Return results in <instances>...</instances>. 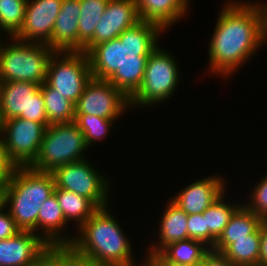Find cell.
<instances>
[{"label":"cell","mask_w":267,"mask_h":266,"mask_svg":"<svg viewBox=\"0 0 267 266\" xmlns=\"http://www.w3.org/2000/svg\"><path fill=\"white\" fill-rule=\"evenodd\" d=\"M166 206L159 226V245L153 244L147 257L157 255L168 244L188 239V215L172 201Z\"/></svg>","instance_id":"21"},{"label":"cell","mask_w":267,"mask_h":266,"mask_svg":"<svg viewBox=\"0 0 267 266\" xmlns=\"http://www.w3.org/2000/svg\"><path fill=\"white\" fill-rule=\"evenodd\" d=\"M163 29L141 20L118 38L95 45L88 53L92 77L108 80L130 99L139 89L149 55Z\"/></svg>","instance_id":"1"},{"label":"cell","mask_w":267,"mask_h":266,"mask_svg":"<svg viewBox=\"0 0 267 266\" xmlns=\"http://www.w3.org/2000/svg\"><path fill=\"white\" fill-rule=\"evenodd\" d=\"M54 194L57 197L66 221L77 222L79 228L98 210L89 199L72 191L55 186Z\"/></svg>","instance_id":"23"},{"label":"cell","mask_w":267,"mask_h":266,"mask_svg":"<svg viewBox=\"0 0 267 266\" xmlns=\"http://www.w3.org/2000/svg\"><path fill=\"white\" fill-rule=\"evenodd\" d=\"M98 209L60 255V266H139L131 244L110 207Z\"/></svg>","instance_id":"3"},{"label":"cell","mask_w":267,"mask_h":266,"mask_svg":"<svg viewBox=\"0 0 267 266\" xmlns=\"http://www.w3.org/2000/svg\"><path fill=\"white\" fill-rule=\"evenodd\" d=\"M109 0H80L81 14L78 21V51L93 39L96 25L101 19Z\"/></svg>","instance_id":"25"},{"label":"cell","mask_w":267,"mask_h":266,"mask_svg":"<svg viewBox=\"0 0 267 266\" xmlns=\"http://www.w3.org/2000/svg\"><path fill=\"white\" fill-rule=\"evenodd\" d=\"M5 192L4 187H0V213L5 209Z\"/></svg>","instance_id":"37"},{"label":"cell","mask_w":267,"mask_h":266,"mask_svg":"<svg viewBox=\"0 0 267 266\" xmlns=\"http://www.w3.org/2000/svg\"><path fill=\"white\" fill-rule=\"evenodd\" d=\"M176 63L172 54L158 46L147 59L142 84L129 99L130 106L149 107L167 101L179 83V67Z\"/></svg>","instance_id":"7"},{"label":"cell","mask_w":267,"mask_h":266,"mask_svg":"<svg viewBox=\"0 0 267 266\" xmlns=\"http://www.w3.org/2000/svg\"><path fill=\"white\" fill-rule=\"evenodd\" d=\"M198 266H235L221 253L212 249L204 256Z\"/></svg>","instance_id":"34"},{"label":"cell","mask_w":267,"mask_h":266,"mask_svg":"<svg viewBox=\"0 0 267 266\" xmlns=\"http://www.w3.org/2000/svg\"><path fill=\"white\" fill-rule=\"evenodd\" d=\"M15 168L16 166L9 160L2 138H0V187L7 184Z\"/></svg>","instance_id":"32"},{"label":"cell","mask_w":267,"mask_h":266,"mask_svg":"<svg viewBox=\"0 0 267 266\" xmlns=\"http://www.w3.org/2000/svg\"><path fill=\"white\" fill-rule=\"evenodd\" d=\"M224 182L218 176L203 178L183 188L170 200L187 215L203 213L225 192Z\"/></svg>","instance_id":"16"},{"label":"cell","mask_w":267,"mask_h":266,"mask_svg":"<svg viewBox=\"0 0 267 266\" xmlns=\"http://www.w3.org/2000/svg\"><path fill=\"white\" fill-rule=\"evenodd\" d=\"M0 115L2 121L20 117L29 121L50 125L45 112L41 84L24 81L4 82Z\"/></svg>","instance_id":"11"},{"label":"cell","mask_w":267,"mask_h":266,"mask_svg":"<svg viewBox=\"0 0 267 266\" xmlns=\"http://www.w3.org/2000/svg\"><path fill=\"white\" fill-rule=\"evenodd\" d=\"M46 127L39 122L14 117L3 121L2 141L16 167H29L38 155Z\"/></svg>","instance_id":"12"},{"label":"cell","mask_w":267,"mask_h":266,"mask_svg":"<svg viewBox=\"0 0 267 266\" xmlns=\"http://www.w3.org/2000/svg\"><path fill=\"white\" fill-rule=\"evenodd\" d=\"M91 78L87 53L55 51L48 63L45 82L57 93L76 104Z\"/></svg>","instance_id":"8"},{"label":"cell","mask_w":267,"mask_h":266,"mask_svg":"<svg viewBox=\"0 0 267 266\" xmlns=\"http://www.w3.org/2000/svg\"><path fill=\"white\" fill-rule=\"evenodd\" d=\"M187 228L188 239L201 241L209 247V230L206 228L203 213L189 214Z\"/></svg>","instance_id":"31"},{"label":"cell","mask_w":267,"mask_h":266,"mask_svg":"<svg viewBox=\"0 0 267 266\" xmlns=\"http://www.w3.org/2000/svg\"><path fill=\"white\" fill-rule=\"evenodd\" d=\"M0 266H60V254L31 231L0 240Z\"/></svg>","instance_id":"10"},{"label":"cell","mask_w":267,"mask_h":266,"mask_svg":"<svg viewBox=\"0 0 267 266\" xmlns=\"http://www.w3.org/2000/svg\"><path fill=\"white\" fill-rule=\"evenodd\" d=\"M129 106V99L108 80L92 77L75 104V114L118 119Z\"/></svg>","instance_id":"13"},{"label":"cell","mask_w":267,"mask_h":266,"mask_svg":"<svg viewBox=\"0 0 267 266\" xmlns=\"http://www.w3.org/2000/svg\"><path fill=\"white\" fill-rule=\"evenodd\" d=\"M20 231L10 213L3 210L0 213V240L8 239Z\"/></svg>","instance_id":"33"},{"label":"cell","mask_w":267,"mask_h":266,"mask_svg":"<svg viewBox=\"0 0 267 266\" xmlns=\"http://www.w3.org/2000/svg\"><path fill=\"white\" fill-rule=\"evenodd\" d=\"M230 1L220 10L209 41V69L225 78L249 61L261 47L258 4Z\"/></svg>","instance_id":"2"},{"label":"cell","mask_w":267,"mask_h":266,"mask_svg":"<svg viewBox=\"0 0 267 266\" xmlns=\"http://www.w3.org/2000/svg\"><path fill=\"white\" fill-rule=\"evenodd\" d=\"M145 264H141V266H152L147 260L145 261Z\"/></svg>","instance_id":"41"},{"label":"cell","mask_w":267,"mask_h":266,"mask_svg":"<svg viewBox=\"0 0 267 266\" xmlns=\"http://www.w3.org/2000/svg\"><path fill=\"white\" fill-rule=\"evenodd\" d=\"M48 123H69L75 120V104L65 98L46 82L41 85Z\"/></svg>","instance_id":"26"},{"label":"cell","mask_w":267,"mask_h":266,"mask_svg":"<svg viewBox=\"0 0 267 266\" xmlns=\"http://www.w3.org/2000/svg\"><path fill=\"white\" fill-rule=\"evenodd\" d=\"M66 224L68 222L62 213L56 195L53 194L44 201L39 210L38 230H43V233L40 232L43 234V239L60 255L73 242L72 237L71 239L68 235L65 237L66 235L62 232V229L67 226Z\"/></svg>","instance_id":"18"},{"label":"cell","mask_w":267,"mask_h":266,"mask_svg":"<svg viewBox=\"0 0 267 266\" xmlns=\"http://www.w3.org/2000/svg\"><path fill=\"white\" fill-rule=\"evenodd\" d=\"M88 162L83 159L56 168L52 172L55 186L89 199L98 209L108 207L109 179Z\"/></svg>","instance_id":"9"},{"label":"cell","mask_w":267,"mask_h":266,"mask_svg":"<svg viewBox=\"0 0 267 266\" xmlns=\"http://www.w3.org/2000/svg\"><path fill=\"white\" fill-rule=\"evenodd\" d=\"M80 0H62L48 47L54 51H78Z\"/></svg>","instance_id":"17"},{"label":"cell","mask_w":267,"mask_h":266,"mask_svg":"<svg viewBox=\"0 0 267 266\" xmlns=\"http://www.w3.org/2000/svg\"><path fill=\"white\" fill-rule=\"evenodd\" d=\"M211 249L201 241L186 239L165 246L157 255L145 257L149 263L199 265Z\"/></svg>","instance_id":"20"},{"label":"cell","mask_w":267,"mask_h":266,"mask_svg":"<svg viewBox=\"0 0 267 266\" xmlns=\"http://www.w3.org/2000/svg\"><path fill=\"white\" fill-rule=\"evenodd\" d=\"M223 193L213 204L204 212L203 216L206 228L209 230V248L212 249L216 240L221 235L223 229L230 221L235 211L241 206L240 204H228L224 202Z\"/></svg>","instance_id":"27"},{"label":"cell","mask_w":267,"mask_h":266,"mask_svg":"<svg viewBox=\"0 0 267 266\" xmlns=\"http://www.w3.org/2000/svg\"><path fill=\"white\" fill-rule=\"evenodd\" d=\"M2 125H3V121L1 119V115H0V138H2Z\"/></svg>","instance_id":"40"},{"label":"cell","mask_w":267,"mask_h":266,"mask_svg":"<svg viewBox=\"0 0 267 266\" xmlns=\"http://www.w3.org/2000/svg\"><path fill=\"white\" fill-rule=\"evenodd\" d=\"M141 20L159 25L163 30L179 21L188 11L190 0H133Z\"/></svg>","instance_id":"19"},{"label":"cell","mask_w":267,"mask_h":266,"mask_svg":"<svg viewBox=\"0 0 267 266\" xmlns=\"http://www.w3.org/2000/svg\"><path fill=\"white\" fill-rule=\"evenodd\" d=\"M116 119H105L90 114H75V124L84 134L87 147L103 139Z\"/></svg>","instance_id":"29"},{"label":"cell","mask_w":267,"mask_h":266,"mask_svg":"<svg viewBox=\"0 0 267 266\" xmlns=\"http://www.w3.org/2000/svg\"><path fill=\"white\" fill-rule=\"evenodd\" d=\"M61 3L62 0H27L22 27L14 38L47 45L51 39Z\"/></svg>","instance_id":"14"},{"label":"cell","mask_w":267,"mask_h":266,"mask_svg":"<svg viewBox=\"0 0 267 266\" xmlns=\"http://www.w3.org/2000/svg\"><path fill=\"white\" fill-rule=\"evenodd\" d=\"M9 45L0 41V78L3 82L24 81L43 84L53 49L45 44L20 41Z\"/></svg>","instance_id":"5"},{"label":"cell","mask_w":267,"mask_h":266,"mask_svg":"<svg viewBox=\"0 0 267 266\" xmlns=\"http://www.w3.org/2000/svg\"><path fill=\"white\" fill-rule=\"evenodd\" d=\"M262 222L263 221L244 204L241 205L223 229L212 250L222 253L233 243V239L247 238L260 227Z\"/></svg>","instance_id":"22"},{"label":"cell","mask_w":267,"mask_h":266,"mask_svg":"<svg viewBox=\"0 0 267 266\" xmlns=\"http://www.w3.org/2000/svg\"><path fill=\"white\" fill-rule=\"evenodd\" d=\"M152 266H198V265H182L177 263H150Z\"/></svg>","instance_id":"38"},{"label":"cell","mask_w":267,"mask_h":266,"mask_svg":"<svg viewBox=\"0 0 267 266\" xmlns=\"http://www.w3.org/2000/svg\"><path fill=\"white\" fill-rule=\"evenodd\" d=\"M86 148L84 134L74 121L51 124L46 128L38 155L29 167L53 172L59 166L85 159L82 153Z\"/></svg>","instance_id":"6"},{"label":"cell","mask_w":267,"mask_h":266,"mask_svg":"<svg viewBox=\"0 0 267 266\" xmlns=\"http://www.w3.org/2000/svg\"><path fill=\"white\" fill-rule=\"evenodd\" d=\"M27 0H0L1 30L14 37L22 27Z\"/></svg>","instance_id":"28"},{"label":"cell","mask_w":267,"mask_h":266,"mask_svg":"<svg viewBox=\"0 0 267 266\" xmlns=\"http://www.w3.org/2000/svg\"><path fill=\"white\" fill-rule=\"evenodd\" d=\"M260 247L259 227L247 238L233 239L221 254L235 266H258Z\"/></svg>","instance_id":"24"},{"label":"cell","mask_w":267,"mask_h":266,"mask_svg":"<svg viewBox=\"0 0 267 266\" xmlns=\"http://www.w3.org/2000/svg\"><path fill=\"white\" fill-rule=\"evenodd\" d=\"M141 21L133 0H109L100 21L96 25L93 39L84 47L88 53L95 45L118 38L127 28Z\"/></svg>","instance_id":"15"},{"label":"cell","mask_w":267,"mask_h":266,"mask_svg":"<svg viewBox=\"0 0 267 266\" xmlns=\"http://www.w3.org/2000/svg\"><path fill=\"white\" fill-rule=\"evenodd\" d=\"M260 246L259 265H267V221L260 225Z\"/></svg>","instance_id":"35"},{"label":"cell","mask_w":267,"mask_h":266,"mask_svg":"<svg viewBox=\"0 0 267 266\" xmlns=\"http://www.w3.org/2000/svg\"><path fill=\"white\" fill-rule=\"evenodd\" d=\"M254 190L251 191L250 204H244L262 221H267V175L264 176Z\"/></svg>","instance_id":"30"},{"label":"cell","mask_w":267,"mask_h":266,"mask_svg":"<svg viewBox=\"0 0 267 266\" xmlns=\"http://www.w3.org/2000/svg\"><path fill=\"white\" fill-rule=\"evenodd\" d=\"M258 3L259 13L261 17V45L267 43V2L265 5Z\"/></svg>","instance_id":"36"},{"label":"cell","mask_w":267,"mask_h":266,"mask_svg":"<svg viewBox=\"0 0 267 266\" xmlns=\"http://www.w3.org/2000/svg\"><path fill=\"white\" fill-rule=\"evenodd\" d=\"M3 81L0 78V105H1V96H2V88H3Z\"/></svg>","instance_id":"39"},{"label":"cell","mask_w":267,"mask_h":266,"mask_svg":"<svg viewBox=\"0 0 267 266\" xmlns=\"http://www.w3.org/2000/svg\"><path fill=\"white\" fill-rule=\"evenodd\" d=\"M55 181L52 172L31 167H16L4 186L8 212L21 231L38 232V213L44 201L54 194Z\"/></svg>","instance_id":"4"}]
</instances>
